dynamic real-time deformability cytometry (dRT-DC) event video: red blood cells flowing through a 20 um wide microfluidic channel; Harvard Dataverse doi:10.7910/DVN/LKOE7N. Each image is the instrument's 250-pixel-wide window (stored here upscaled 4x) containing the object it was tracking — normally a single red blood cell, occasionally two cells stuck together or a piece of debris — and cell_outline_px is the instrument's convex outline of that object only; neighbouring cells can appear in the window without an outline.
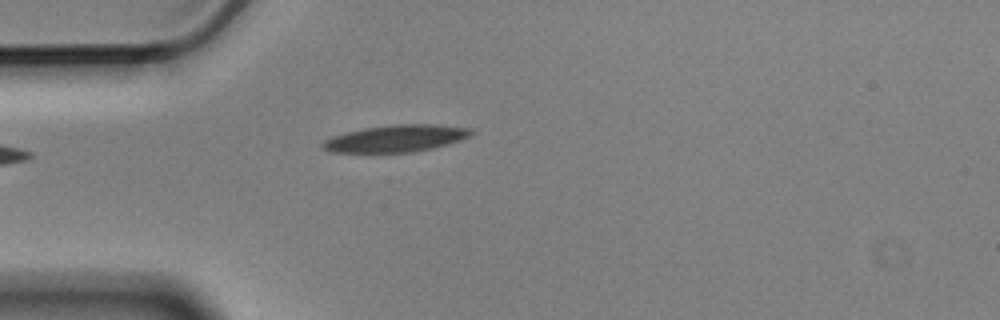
{"species": "Egyptian fruit bat (a non-hibernating species)", "species_latin": "Rousettus aegyptiacus", "temperature_condition": "cold", "stored_images_in_passage": 3, "camera_frame_rate_fps": 3000, "um_per_image_px": 0.085, "animal": {"sex": "male"}, "frame": {"image": 1, "passage_image": 3, "time_ms": 0.667, "image_size_px": [1000, 320], "cell_outline_px": [[476, 132], [460, 140], [448, 144], [432, 148], [412, 152], [332, 152], [324, 148], [320, 144], [324, 140], [332, 136], [364, 128], [392, 124], [436, 124], [472, 128]], "centroid_in_image_um": [33.69, 11.75], "position_along_channel_um": 51.3, "area_um2": 23.29}}